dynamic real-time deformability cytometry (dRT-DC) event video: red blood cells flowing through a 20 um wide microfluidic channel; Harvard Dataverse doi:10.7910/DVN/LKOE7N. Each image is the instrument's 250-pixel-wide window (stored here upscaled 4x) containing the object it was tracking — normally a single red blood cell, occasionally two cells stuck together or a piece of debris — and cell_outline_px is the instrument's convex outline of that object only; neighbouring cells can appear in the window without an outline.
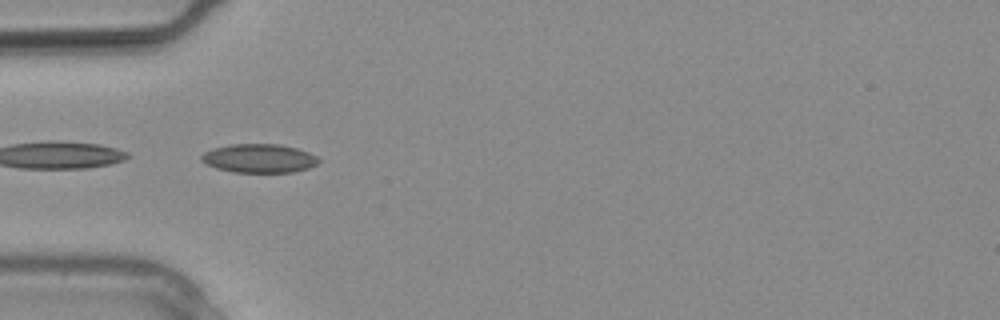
{"species": "common noctule bat (a hibernating species)", "species_latin": "Nyctalus noctula", "temperature_condition": "warm", "stored_images_in_passage": 7, "camera_frame_rate_fps": 3000, "um_per_image_px": 0.085, "animal": {"sex": "male", "body_mass_g": 20.4}, "frame": {"image": 1, "passage_image": 4, "time_ms": 1.0, "image_size_px": [1000, 320], "cell_outline_px": [[320, 160], [316, 164], [308, 168], [292, 172], [232, 172], [216, 168], [200, 160], [200, 156], [204, 152], [212, 148], [232, 144], [280, 144], [296, 148], [308, 152], [316, 156]], "centroid_in_image_um": [22.0, 13.45], "position_along_channel_um": 63.0, "area_um2": 19.59}}